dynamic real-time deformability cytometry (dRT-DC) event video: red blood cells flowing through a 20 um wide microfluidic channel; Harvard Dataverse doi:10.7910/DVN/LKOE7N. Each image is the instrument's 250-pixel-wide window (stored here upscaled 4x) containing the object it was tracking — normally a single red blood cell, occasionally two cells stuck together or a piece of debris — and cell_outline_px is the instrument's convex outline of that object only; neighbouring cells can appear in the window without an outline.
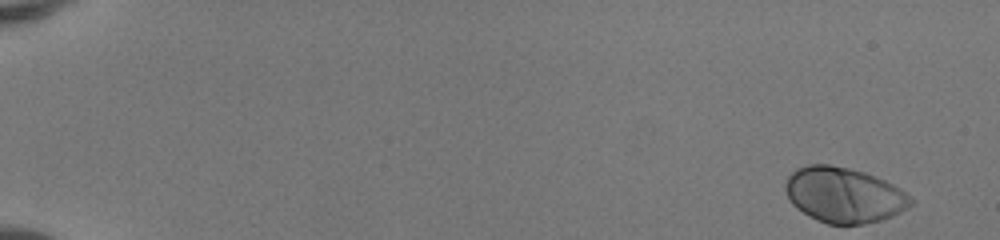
{"species": "human", "species_latin": "Homo sapiens", "temperature_condition": "room temperature", "stored_images_in_passage": 49, "camera_frame_rate_fps": 3000, "um_per_image_px": 0.085, "donor": {"sex": "female"}, "frame": {"image": 1, "passage_image": 1, "time_ms": 0.0, "image_size_px": [1000, 240], "cell_outline_px": [[912, 204], [900, 212], [880, 220], [864, 224], [828, 224], [816, 220], [808, 216], [796, 208], [792, 204], [784, 188], [784, 184], [788, 176], [796, 168], [808, 164], [828, 164], [848, 168], [864, 172], [876, 176], [900, 188], [912, 200]], "centroid_in_image_um": [71.69, 16.57], "position_along_channel_um": 13.3, "area_um2": 40.34}}
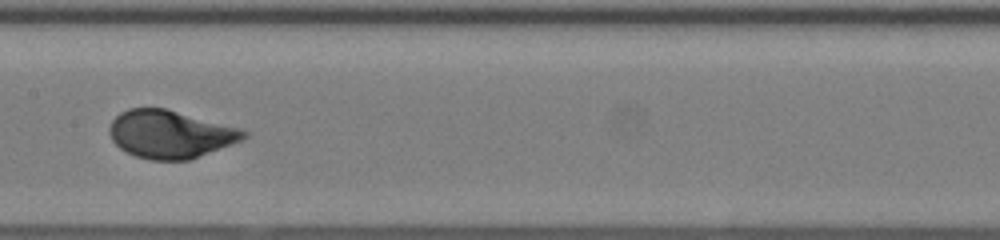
{"frame": {"image": 2, "passage_image": 27, "time_ms": 8.667, "image_size_px": [1000, 240], "cell_outline_px": [[248, 136], [240, 140], [188, 160], [152, 160], [136, 156], [120, 148], [112, 140], [108, 132], [108, 128], [112, 120], [120, 112], [128, 108], [164, 108], [244, 128], [248, 132]], "centroid_in_image_um": [14.46, 11.39], "position_along_channel_um": 192.9, "area_um2": 37.34}}
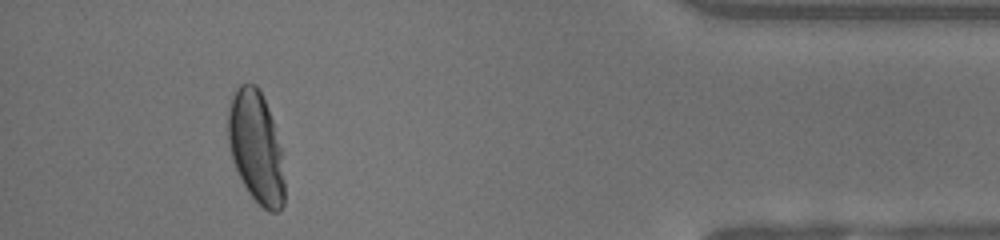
{"frame": {"image": 3, "passage_image": 46, "time_ms": 15.0, "image_size_px": [1000, 240], "cell_outline_px": [[284, 204], [276, 212], [268, 212], [248, 192], [232, 160], [228, 144], [228, 108], [232, 96], [236, 88], [240, 84], [248, 80], [256, 84], [260, 88], [268, 108], [272, 120], [280, 148], [284, 180]], "centroid_in_image_um": [21.74, 12.45], "position_along_channel_um": 413.5, "area_um2": 36.7}, "authors_computed_cell_mechanics": {"area_um2": 37.859, "velocity_mm_per_s": 4.1388, "shape_relaxation_time_tau1_ms": 2.962, "shape_relaxation_time_tau2_ms": null, "deformation_change_tau1": 0.1808, "deformation_change_tau2": null}}